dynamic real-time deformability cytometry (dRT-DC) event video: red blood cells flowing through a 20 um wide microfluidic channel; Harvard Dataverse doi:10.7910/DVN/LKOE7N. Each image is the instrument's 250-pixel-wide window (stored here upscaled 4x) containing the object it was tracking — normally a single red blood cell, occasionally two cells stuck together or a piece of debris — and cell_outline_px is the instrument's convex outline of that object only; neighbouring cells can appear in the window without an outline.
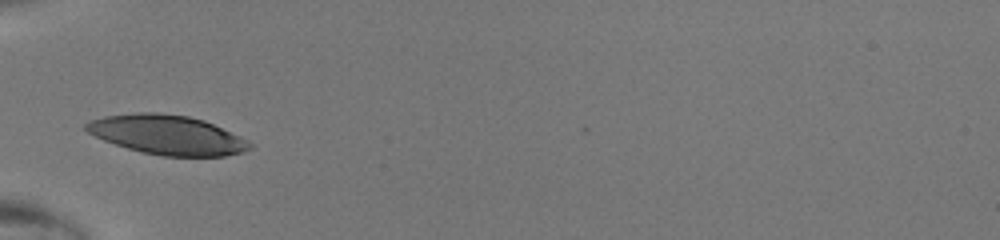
{"species": "human", "species_latin": "Homo sapiens", "temperature_condition": "room temperature", "stored_images_in_passage": 26, "camera_frame_rate_fps": 3000, "um_per_image_px": 0.085, "donor": {"sex": "male"}, "frame": {"image": 1, "passage_image": 1, "time_ms": 0.0, "image_size_px": [1000, 240], "cell_outline_px": [[252, 148], [244, 152], [224, 156], [164, 156], [140, 152], [104, 140], [88, 132], [84, 128], [84, 124], [92, 120], [104, 116], [136, 112], [160, 112], [188, 116], [204, 120], [240, 136], [252, 144]], "centroid_in_image_um": [14.22, 11.46], "position_along_channel_um": 70.8, "area_um2": 37.51}}
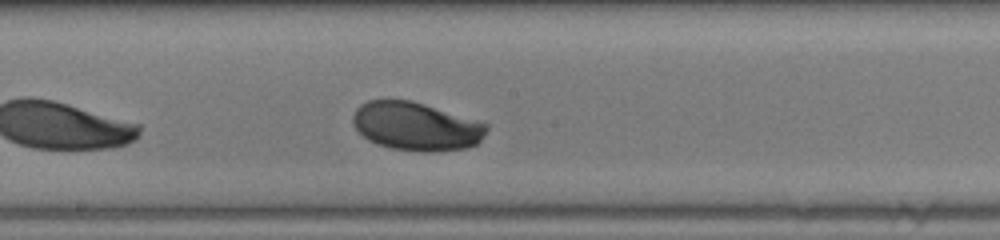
{"frame": {"image": 2, "passage_image": 11, "time_ms": 3.333, "image_size_px": [1000, 240], "cell_outline_px": [[488, 128], [484, 136], [476, 144], [468, 148], [432, 152], [420, 152], [392, 148], [376, 144], [368, 140], [352, 124], [352, 116], [356, 108], [360, 104], [368, 100], [412, 100], [488, 124]], "centroid_in_image_um": [35.35, 10.74], "position_along_channel_um": 212.9, "area_um2": 37.74}}
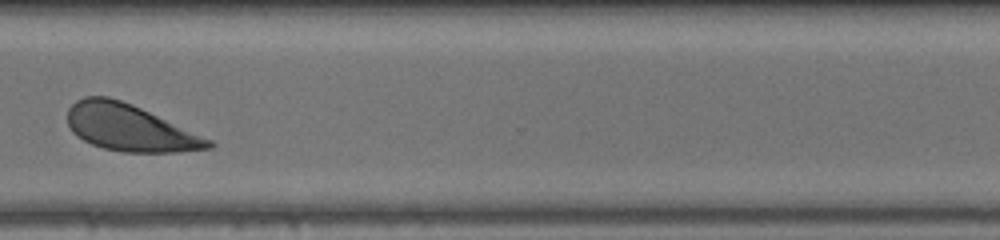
{"frame": {"image": 3, "passage_image": 21, "time_ms": 6.667, "image_size_px": [1000, 240], "cell_outline_px": [[216, 144], [212, 148], [180, 152], [124, 152], [104, 148], [92, 144], [76, 136], [72, 132], [68, 124], [68, 108], [76, 100], [84, 96], [108, 96], [132, 104], [212, 140]], "centroid_in_image_um": [11.02, 10.86], "position_along_channel_um": 359.6, "area_um2": 38.21}}